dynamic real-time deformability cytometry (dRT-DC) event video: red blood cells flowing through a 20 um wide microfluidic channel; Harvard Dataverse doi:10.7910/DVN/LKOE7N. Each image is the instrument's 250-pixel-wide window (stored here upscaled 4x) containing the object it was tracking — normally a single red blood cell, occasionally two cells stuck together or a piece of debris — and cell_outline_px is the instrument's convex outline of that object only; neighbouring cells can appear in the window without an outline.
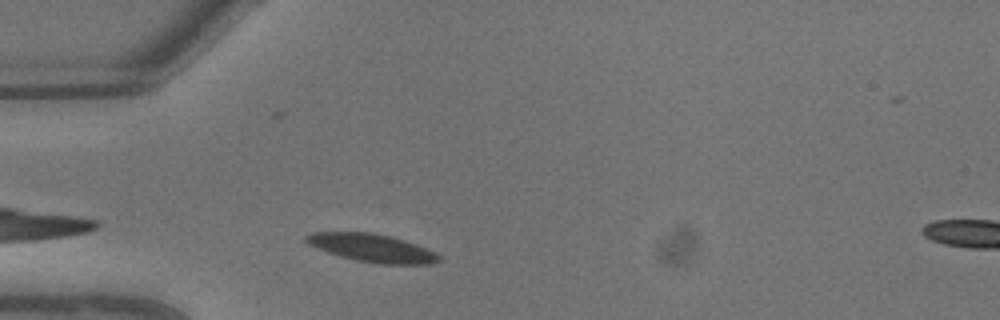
{"species": "common noctule bat (a hibernating species)", "species_latin": "Nyctalus noctula", "temperature_condition": "warm", "stored_images_in_passage": 4, "camera_frame_rate_fps": 3000, "um_per_image_px": 0.085, "animal": {"sex": "male", "body_mass_g": 13.3}, "frame": {"image": 1, "passage_image": 1, "time_ms": 0.0, "image_size_px": [1000, 320], "cell_outline_px": [[440, 260], [428, 264], [380, 264], [356, 260], [340, 256], [328, 252], [308, 244], [304, 240], [304, 236], [312, 232], [372, 232], [404, 240], [416, 244], [436, 252], [440, 256]], "centroid_in_image_um": [31.61, 21.07], "position_along_channel_um": 53.4, "area_um2": 21.56}}
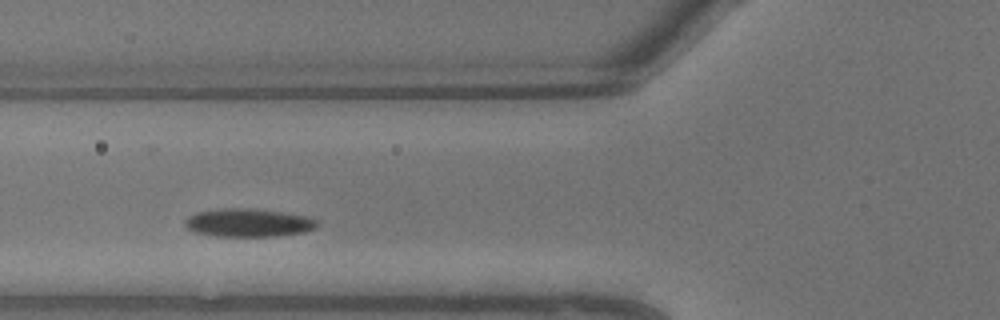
{"frame": {"image": 2, "passage_image": 3, "time_ms": 0.667, "image_size_px": [1000, 320], "cell_outline_px": [[320, 224], [316, 228], [304, 232], [276, 236], [216, 236], [196, 232], [188, 228], [184, 224], [184, 220], [188, 216], [196, 212], [220, 208], [252, 208], [280, 212], [304, 216], [316, 220]], "centroid_in_image_um": [21.09, 18.93], "position_along_channel_um": 104.7, "area_um2": 21.68}}
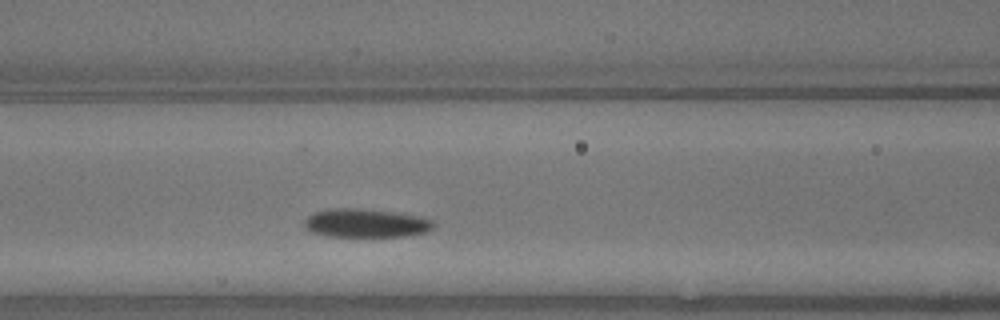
{"frame": {"image": 3, "passage_image": 4, "time_ms": 1.0, "image_size_px": [1000, 320], "cell_outline_px": [[436, 224], [432, 228], [424, 232], [404, 236], [328, 236], [312, 232], [304, 224], [304, 220], [312, 212], [328, 208], [360, 208], [396, 212], [424, 216], [432, 220]], "centroid_in_image_um": [31.11, 18.94], "position_along_channel_um": 135.5, "area_um2": 21.68}}